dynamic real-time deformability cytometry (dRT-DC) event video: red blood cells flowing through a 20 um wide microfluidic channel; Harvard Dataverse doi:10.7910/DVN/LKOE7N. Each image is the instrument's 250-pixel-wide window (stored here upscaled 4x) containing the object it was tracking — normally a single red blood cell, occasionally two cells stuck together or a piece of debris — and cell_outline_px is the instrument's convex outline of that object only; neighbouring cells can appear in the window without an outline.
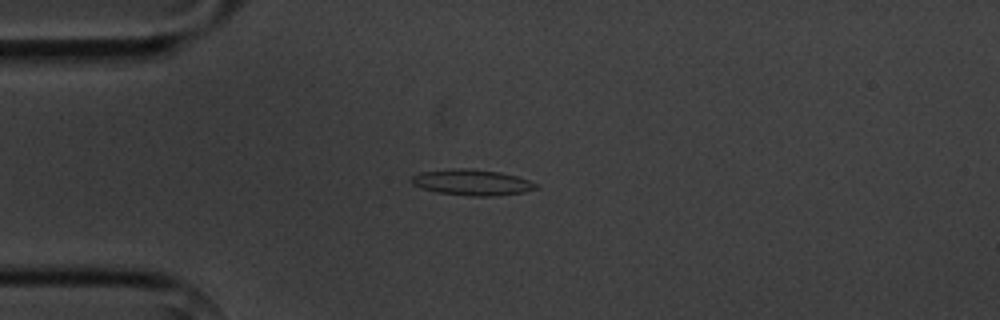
{"species": "common noctule bat (a hibernating species)", "species_latin": "Nyctalus noctula", "temperature_condition": "cold", "stored_images_in_passage": 5, "camera_frame_rate_fps": 3000, "um_per_image_px": 0.085, "animal": {"sex": "male", "body_mass_g": 20.1, "forearm_length_mm": 53.5}, "frame": {"image": 1, "passage_image": 3, "time_ms": 2.333, "image_size_px": [1000, 320], "cell_outline_px": [[540, 188], [524, 192], [496, 196], [472, 196], [436, 192], [420, 188], [412, 184], [408, 180], [412, 176], [420, 172], [452, 168], [464, 168], [500, 172], [516, 176], [528, 180], [536, 184]], "centroid_in_image_um": [40.08, 15.5], "position_along_channel_um": 44.9, "area_um2": 18.9}}
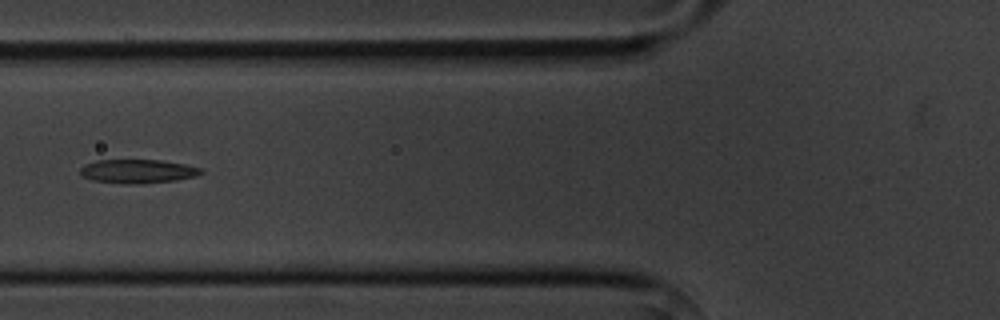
{"frame": {"image": 2, "passage_image": 5, "time_ms": 4.667, "image_size_px": [1000, 320], "cell_outline_px": [[204, 172], [196, 176], [176, 180], [140, 184], [132, 184], [92, 180], [84, 176], [80, 172], [80, 168], [84, 164], [96, 160], [160, 160], [184, 164], [204, 168]], "centroid_in_image_um": [11.74, 14.55], "position_along_channel_um": 114.1, "area_um2": 16.76}}